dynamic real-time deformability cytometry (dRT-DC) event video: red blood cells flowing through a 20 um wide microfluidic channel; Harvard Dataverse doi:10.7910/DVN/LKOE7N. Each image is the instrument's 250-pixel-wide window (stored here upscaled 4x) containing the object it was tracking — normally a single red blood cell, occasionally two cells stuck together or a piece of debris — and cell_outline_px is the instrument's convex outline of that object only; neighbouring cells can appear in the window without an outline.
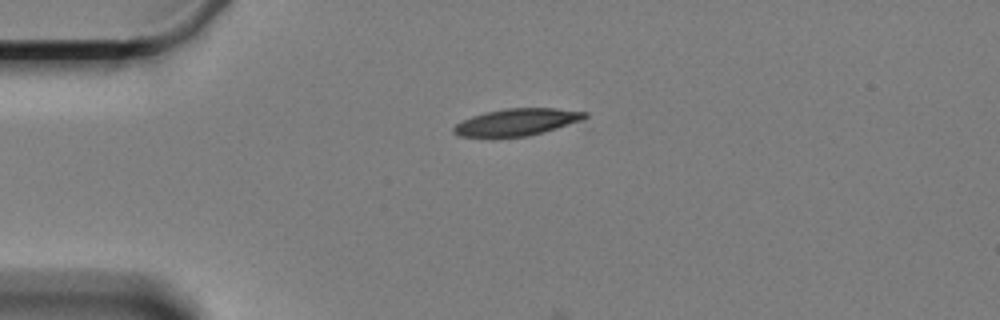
{"species": "Egyptian fruit bat (a non-hibernating species)", "species_latin": "Rousettus aegyptiacus", "temperature_condition": "cold", "stored_images_in_passage": 3, "camera_frame_rate_fps": 3000, "um_per_image_px": 0.085, "animal": {"sex": "female"}, "frame": {"image": 1, "passage_image": 1, "time_ms": 0.0, "image_size_px": [1000, 320], "cell_outline_px": [[588, 116], [580, 120], [556, 128], [528, 136], [460, 136], [452, 132], [452, 128], [456, 124], [472, 116], [484, 112], [504, 108], [556, 108], [588, 112]], "centroid_in_image_um": [43.92, 10.36], "position_along_channel_um": 41.1, "area_um2": 20.29}}